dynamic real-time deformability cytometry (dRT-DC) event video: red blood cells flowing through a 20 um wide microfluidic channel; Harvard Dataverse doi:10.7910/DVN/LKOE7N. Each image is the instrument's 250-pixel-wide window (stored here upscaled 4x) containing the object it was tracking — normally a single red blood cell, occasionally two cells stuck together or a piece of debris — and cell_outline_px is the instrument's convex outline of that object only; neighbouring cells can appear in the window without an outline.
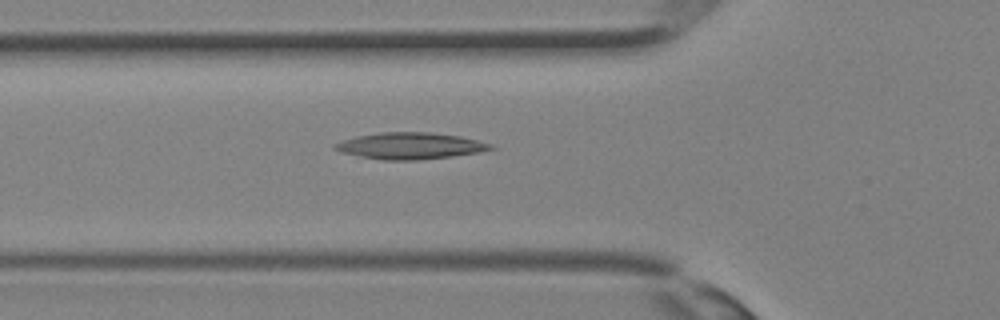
{"species": "Egyptian fruit bat (a non-hibernating species)", "species_latin": "Rousettus aegyptiacus", "temperature_condition": "room temperature", "stored_images_in_passage": 33, "camera_frame_rate_fps": 3000, "um_per_image_px": 0.085, "animal": {"sex": "female"}, "frame": {"image": 1, "passage_image": 11, "time_ms": 3.333, "image_size_px": [1000, 320], "cell_outline_px": [[496, 148], [480, 152], [452, 156], [416, 160], [380, 160], [340, 152], [332, 148], [332, 144], [340, 140], [356, 136], [380, 132], [428, 132], [460, 136], [492, 144]], "centroid_in_image_um": [34.81, 12.39], "position_along_channel_um": 91.0, "area_um2": 24.22}}
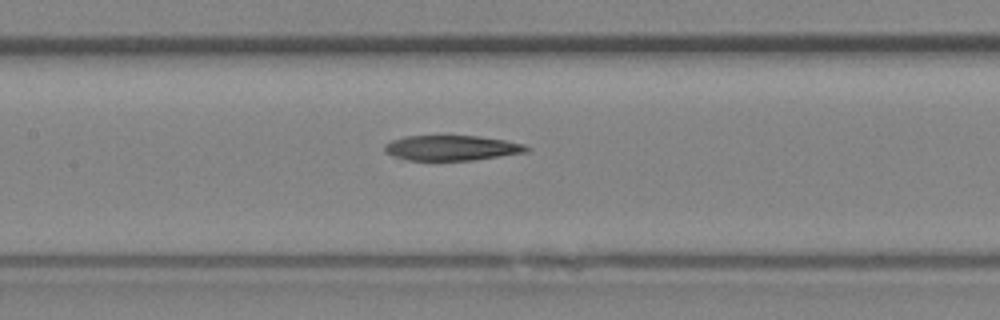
{"frame": {"image": 2, "passage_image": 15, "time_ms": 4.667, "image_size_px": [1000, 320], "cell_outline_px": [[532, 148], [528, 152], [472, 160], [408, 160], [392, 156], [384, 152], [384, 144], [392, 140], [404, 136], [476, 136], [504, 140], [524, 144]], "centroid_in_image_um": [38.38, 12.57], "position_along_channel_um": 169.0, "area_um2": 20.81}}
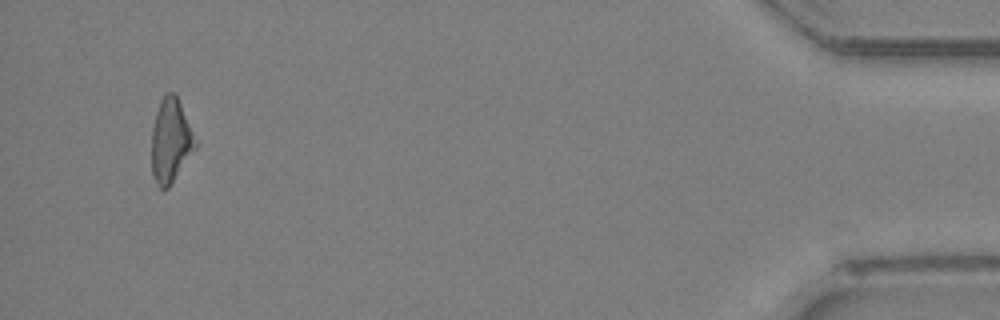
{"frame": {"image": 3, "passage_image": 32, "time_ms": 10.333, "image_size_px": [1000, 320], "cell_outline_px": [[196, 148], [168, 188], [164, 192], [156, 184], [152, 176], [152, 128], [156, 112], [160, 100], [168, 92], [172, 92], [176, 96], [180, 104], [196, 140]], "centroid_in_image_um": [14.48, 12.01], "position_along_channel_um": 420.7, "area_um2": 21.1}}